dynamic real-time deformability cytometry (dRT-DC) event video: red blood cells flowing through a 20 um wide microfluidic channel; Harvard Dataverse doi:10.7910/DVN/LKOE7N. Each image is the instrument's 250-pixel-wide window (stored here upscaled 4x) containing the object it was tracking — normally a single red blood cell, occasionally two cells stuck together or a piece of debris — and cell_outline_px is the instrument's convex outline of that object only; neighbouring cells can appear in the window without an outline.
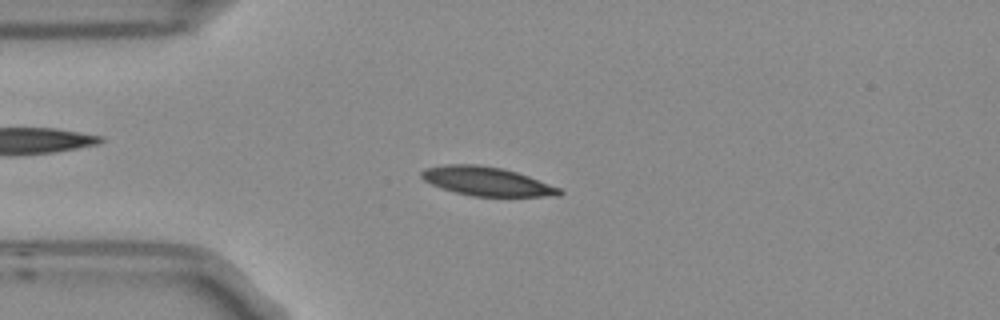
{"species": "Egyptian fruit bat (a non-hibernating species)", "species_latin": "Rousettus aegyptiacus", "temperature_condition": "room temperature", "stored_images_in_passage": 5, "camera_frame_rate_fps": 3000, "um_per_image_px": 0.085, "frame": {"image": 1, "passage_image": 3, "time_ms": 0.667, "image_size_px": [1000, 320], "cell_outline_px": [[564, 192], [560, 196], [472, 196], [456, 192], [432, 184], [424, 180], [420, 176], [420, 172], [424, 168], [444, 164], [476, 164], [500, 168], [516, 172], [528, 176], [560, 188]], "centroid_in_image_um": [41.36, 15.41], "position_along_channel_um": 43.6, "area_um2": 23.0}}
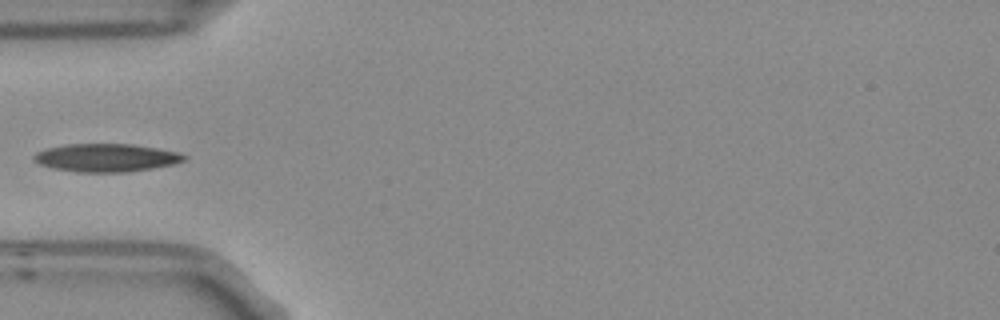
{"frame": {"image": 2, "passage_image": 4, "time_ms": 1.0, "image_size_px": [1000, 320], "cell_outline_px": [[188, 156], [184, 160], [172, 164], [152, 168], [128, 172], [76, 172], [56, 168], [40, 164], [32, 156], [36, 152], [48, 148], [64, 144], [132, 144], [156, 148], [176, 152]], "centroid_in_image_um": [9.02, 13.4], "position_along_channel_um": 76.0, "area_um2": 24.28}}